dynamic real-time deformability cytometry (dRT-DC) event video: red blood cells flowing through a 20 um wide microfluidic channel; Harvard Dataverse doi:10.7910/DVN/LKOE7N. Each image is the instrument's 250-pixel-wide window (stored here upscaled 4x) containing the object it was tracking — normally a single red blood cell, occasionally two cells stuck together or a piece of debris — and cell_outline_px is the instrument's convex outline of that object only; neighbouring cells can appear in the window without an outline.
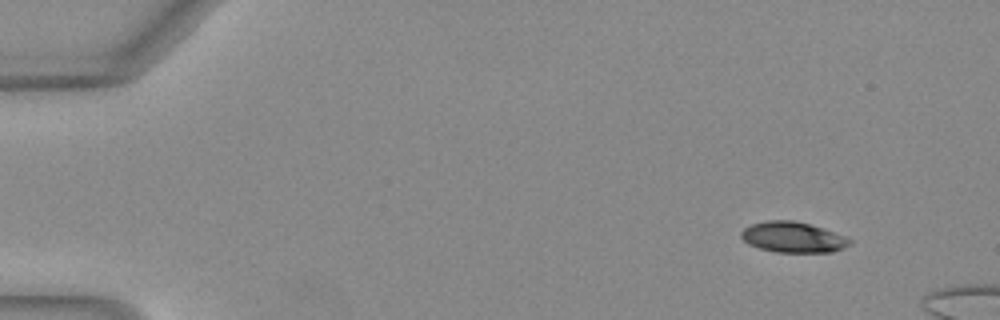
{"species": "Egyptian fruit bat (a non-hibernating species)", "species_latin": "Rousettus aegyptiacus", "temperature_condition": "warm", "stored_images_in_passage": 12, "camera_frame_rate_fps": 3000, "um_per_image_px": 0.085, "animal": {"sex": "female"}, "frame": {"image": 1, "passage_image": 1, "time_ms": 0.0, "image_size_px": [1000, 320], "cell_outline_px": [[852, 244], [844, 248], [832, 252], [776, 252], [760, 248], [748, 244], [740, 236], [740, 232], [744, 228], [752, 224], [768, 220], [792, 220], [808, 224], [844, 236], [852, 240]], "centroid_in_image_um": [67.39, 20.17], "position_along_channel_um": 17.6, "area_um2": 19.19}}